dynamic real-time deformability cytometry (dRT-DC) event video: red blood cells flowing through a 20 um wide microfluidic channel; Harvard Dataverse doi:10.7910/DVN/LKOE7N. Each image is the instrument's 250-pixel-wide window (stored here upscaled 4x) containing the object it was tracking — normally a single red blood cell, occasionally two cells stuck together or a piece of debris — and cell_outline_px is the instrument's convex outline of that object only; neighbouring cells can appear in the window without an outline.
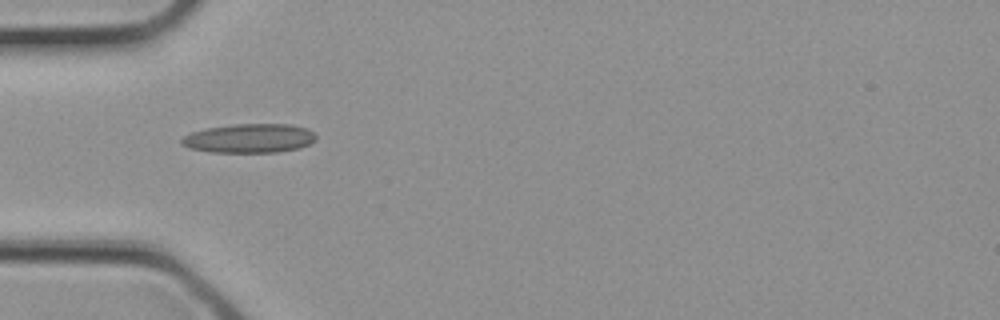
{"species": "common noctule bat (a hibernating species)", "species_latin": "Nyctalus noctula", "temperature_condition": "cold", "stored_images_in_passage": 3, "camera_frame_rate_fps": 3000, "um_per_image_px": 0.085, "animal": {"sex": "female", "body_mass_g": 21.9}, "frame": {"image": 1, "passage_image": 3, "time_ms": 0.667, "image_size_px": [1000, 320], "cell_outline_px": [[316, 140], [300, 148], [276, 152], [212, 152], [188, 148], [180, 144], [180, 140], [184, 136], [192, 132], [204, 128], [236, 124], [292, 124], [308, 128], [316, 136]], "centroid_in_image_um": [21.19, 11.75], "position_along_channel_um": 63.8, "area_um2": 22.89}}